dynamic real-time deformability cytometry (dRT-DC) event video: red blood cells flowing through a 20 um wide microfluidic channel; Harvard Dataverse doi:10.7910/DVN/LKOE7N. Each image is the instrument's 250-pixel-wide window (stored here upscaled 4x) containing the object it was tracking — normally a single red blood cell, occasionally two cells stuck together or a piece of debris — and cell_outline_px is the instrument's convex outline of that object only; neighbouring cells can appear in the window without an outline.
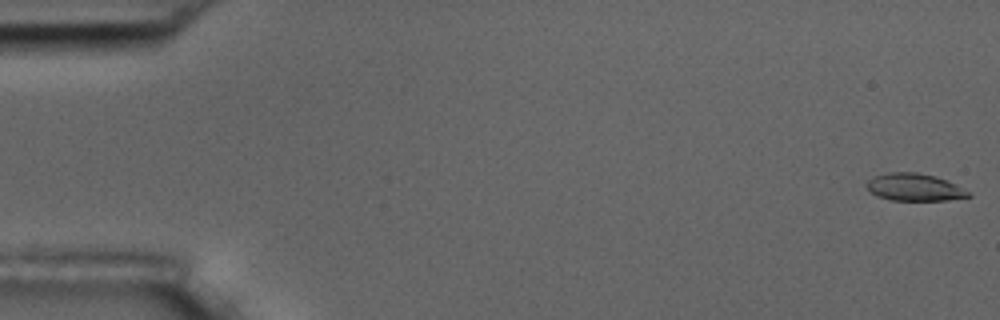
{"species": "common noctule bat (a hibernating species)", "species_latin": "Nyctalus noctula", "temperature_condition": "room temperature", "stored_images_in_passage": 7, "camera_frame_rate_fps": 3000, "um_per_image_px": 0.085, "animal": {"sex": "male", "body_mass_g": 17.5, "forearm_length_mm": 52.3}, "frame": {"image": 1, "passage_image": 1, "time_ms": 0.0, "image_size_px": [1000, 320], "cell_outline_px": [[972, 196], [948, 200], [892, 200], [876, 196], [864, 184], [872, 176], [888, 172], [916, 172], [936, 176], [972, 192]], "centroid_in_image_um": [77.72, 15.91], "position_along_channel_um": 7.3, "area_um2": 16.3}}
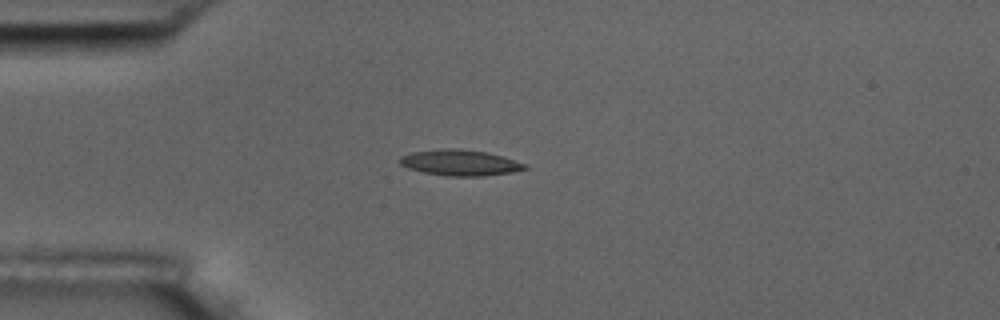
{"frame": {"image": 2, "passage_image": 5, "time_ms": 4.667, "image_size_px": [1000, 320], "cell_outline_px": [[528, 168], [512, 172], [484, 176], [444, 176], [424, 172], [408, 168], [400, 164], [400, 156], [412, 152], [440, 148], [460, 148], [488, 152], [528, 164]], "centroid_in_image_um": [39.11, 13.82], "position_along_channel_um": 45.9, "area_um2": 19.02}}